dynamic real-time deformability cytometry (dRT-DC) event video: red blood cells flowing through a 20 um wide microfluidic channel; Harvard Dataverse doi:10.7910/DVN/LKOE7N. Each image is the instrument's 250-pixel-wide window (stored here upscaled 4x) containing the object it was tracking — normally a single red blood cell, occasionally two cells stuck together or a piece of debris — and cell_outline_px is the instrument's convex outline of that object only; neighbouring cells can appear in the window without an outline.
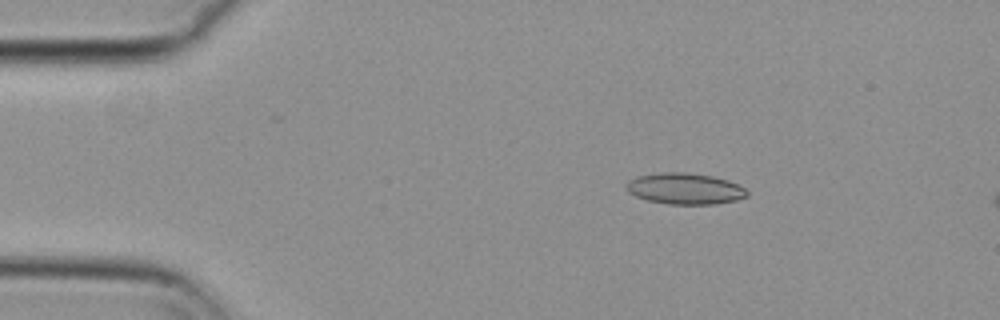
{"species": "common noctule bat (a hibernating species)", "species_latin": "Nyctalus noctula", "temperature_condition": "cold", "stored_images_in_passage": 15, "camera_frame_rate_fps": 3000, "um_per_image_px": 0.085, "animal": {"sex": "female", "body_mass_g": 29.2, "forearm_length_mm": 56.3}, "frame": {"image": 1, "passage_image": 9, "time_ms": 2.667, "image_size_px": [1000, 320], "cell_outline_px": [[748, 196], [736, 200], [716, 204], [668, 204], [648, 200], [636, 196], [628, 192], [624, 184], [628, 180], [636, 176], [660, 172], [688, 172], [712, 176], [728, 180], [740, 184], [748, 192]], "centroid_in_image_um": [58.21, 16.02], "position_along_channel_um": 26.8, "area_um2": 22.2}}